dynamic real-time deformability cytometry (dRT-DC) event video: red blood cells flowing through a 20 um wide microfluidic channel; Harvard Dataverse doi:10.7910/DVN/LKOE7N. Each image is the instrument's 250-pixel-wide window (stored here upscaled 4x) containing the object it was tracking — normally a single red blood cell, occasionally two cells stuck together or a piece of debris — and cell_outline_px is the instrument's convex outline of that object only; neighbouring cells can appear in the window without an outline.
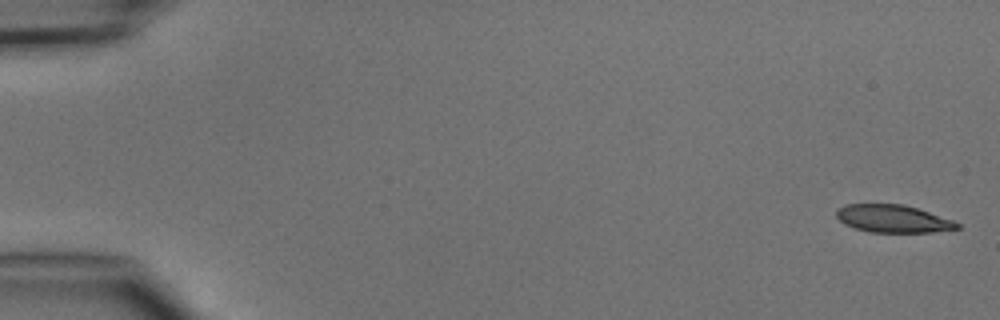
{"species": "common noctule bat (a hibernating species)", "species_latin": "Nyctalus noctula", "temperature_condition": "cold", "stored_images_in_passage": 5, "camera_frame_rate_fps": 3000, "um_per_image_px": 0.085, "animal": {"sex": "male", "body_mass_g": 15.6}, "frame": {"image": 1, "passage_image": 1, "time_ms": 0.0, "image_size_px": [1000, 320], "cell_outline_px": [[960, 228], [932, 232], [868, 232], [844, 224], [836, 216], [836, 208], [844, 204], [904, 204], [952, 220], [960, 224]], "centroid_in_image_um": [75.86, 18.58], "position_along_channel_um": 9.1, "area_um2": 19.36}}
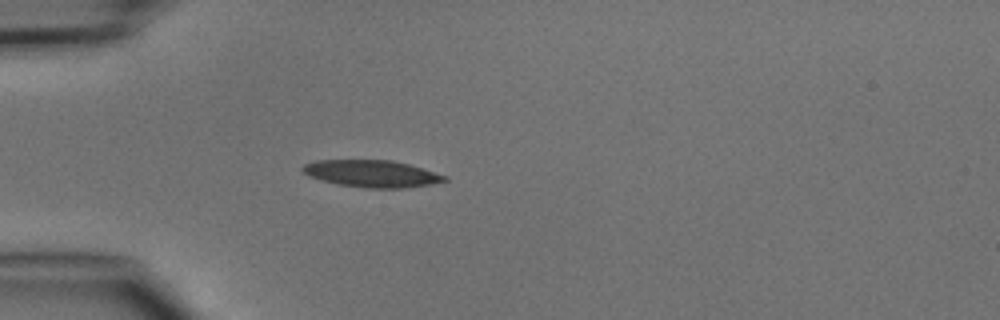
{"frame": {"image": 2, "passage_image": 5, "time_ms": 4.333, "image_size_px": [1000, 320], "cell_outline_px": [[448, 180], [432, 184], [404, 188], [368, 188], [336, 184], [308, 176], [300, 168], [304, 164], [316, 160], [392, 160], [408, 164], [448, 176]], "centroid_in_image_um": [31.6, 14.76], "position_along_channel_um": 53.4, "area_um2": 22.37}}